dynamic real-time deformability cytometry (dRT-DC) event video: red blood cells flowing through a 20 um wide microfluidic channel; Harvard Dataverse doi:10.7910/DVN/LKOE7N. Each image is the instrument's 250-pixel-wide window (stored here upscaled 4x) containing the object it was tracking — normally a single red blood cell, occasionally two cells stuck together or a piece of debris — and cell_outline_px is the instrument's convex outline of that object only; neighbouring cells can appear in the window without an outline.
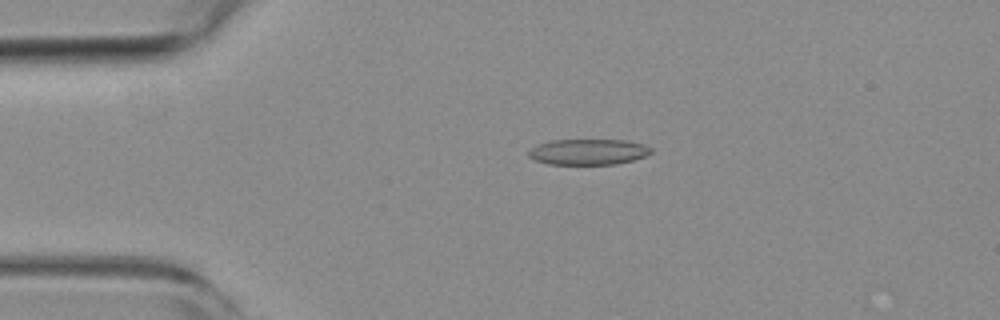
{"species": "common noctule bat (a hibernating species)", "species_latin": "Nyctalus noctula", "temperature_condition": "room temperature", "stored_images_in_passage": 21, "camera_frame_rate_fps": 3000, "um_per_image_px": 0.085, "animal": {"sex": "female", "body_mass_g": 19.3, "forearm_length_mm": 54.1}, "frame": {"image": 1, "passage_image": 5, "time_ms": 1.333, "image_size_px": [1000, 320], "cell_outline_px": [[652, 152], [644, 156], [632, 160], [616, 164], [548, 164], [536, 160], [528, 156], [528, 148], [536, 144], [552, 140], [624, 140], [644, 144], [652, 148]], "centroid_in_image_um": [49.96, 12.9], "position_along_channel_um": 35.0, "area_um2": 18.44}}
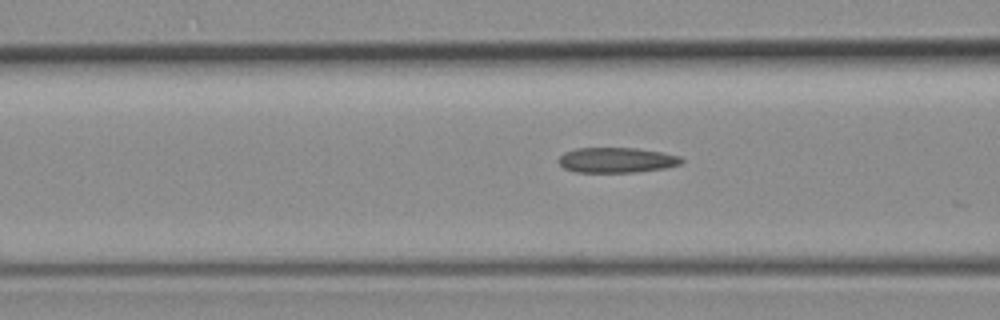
{"frame": {"image": 2, "passage_image": 14, "time_ms": 4.333, "image_size_px": [1000, 320], "cell_outline_px": [[684, 160], [680, 164], [668, 168], [636, 172], [576, 172], [564, 168], [556, 160], [564, 152], [576, 148], [636, 148], [660, 152], [680, 156]], "centroid_in_image_um": [52.41, 13.61], "position_along_channel_um": 114.2, "area_um2": 18.15}}
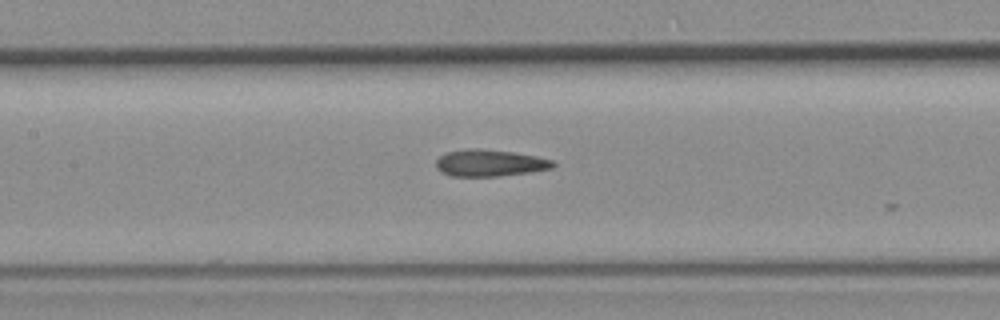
{"frame": {"image": 3, "passage_image": 18, "time_ms": 5.667, "image_size_px": [1000, 320], "cell_outline_px": [[556, 164], [552, 168], [528, 172], [496, 176], [452, 176], [440, 172], [436, 168], [436, 160], [444, 152], [468, 148], [480, 148], [516, 152], [536, 156], [552, 160]], "centroid_in_image_um": [41.59, 13.84], "position_along_channel_um": 165.8, "area_um2": 18.38}}